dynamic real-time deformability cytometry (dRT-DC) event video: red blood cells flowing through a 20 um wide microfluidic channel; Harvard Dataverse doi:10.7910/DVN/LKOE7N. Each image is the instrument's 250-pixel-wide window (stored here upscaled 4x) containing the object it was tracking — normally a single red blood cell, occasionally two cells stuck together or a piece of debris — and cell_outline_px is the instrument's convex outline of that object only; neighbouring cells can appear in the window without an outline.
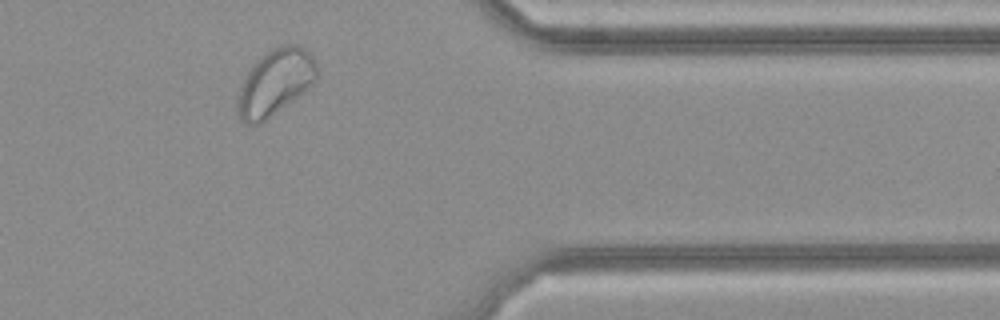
{"species": "common noctule bat (a hibernating species)", "species_latin": "Nyctalus noctula", "temperature_condition": "cold", "stored_images_in_passage": 25, "camera_frame_rate_fps": 3000, "um_per_image_px": 0.085, "animal": {"sex": "female", "body_mass_g": 21.9}, "frame": {"image": 1, "passage_image": 22, "time_ms": 7.0, "image_size_px": [1000, 320], "cell_outline_px": [[316, 80], [308, 88], [260, 124], [248, 124], [240, 120], [236, 112], [236, 100], [244, 76], [256, 60], [264, 52], [272, 48], [284, 44], [300, 44], [312, 56], [316, 64]], "centroid_in_image_um": [23.34, 6.99], "position_along_channel_um": 388.1, "area_um2": 30.52}}